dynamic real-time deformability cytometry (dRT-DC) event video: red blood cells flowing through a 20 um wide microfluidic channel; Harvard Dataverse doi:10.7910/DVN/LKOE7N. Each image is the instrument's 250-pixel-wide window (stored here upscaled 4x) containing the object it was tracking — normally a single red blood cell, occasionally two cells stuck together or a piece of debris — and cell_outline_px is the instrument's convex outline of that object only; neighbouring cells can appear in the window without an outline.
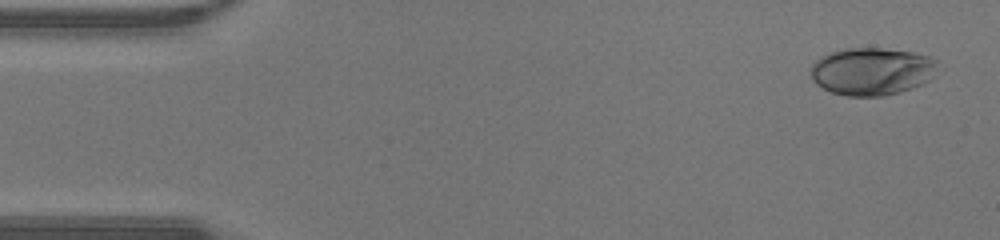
{"species": "human", "species_latin": "Homo sapiens", "temperature_condition": "warm", "stored_images_in_passage": 46, "camera_frame_rate_fps": 3000, "um_per_image_px": 0.085, "donor": {"sex": "male"}, "frame": {"image": 1, "passage_image": 2, "time_ms": 0.333, "image_size_px": [1000, 240], "cell_outline_px": [[936, 60], [928, 80], [912, 88], [900, 92], [884, 96], [848, 96], [832, 92], [816, 84], [812, 80], [812, 64], [820, 56], [828, 52], [848, 48], [880, 48], [912, 52], [928, 56]], "centroid_in_image_um": [74.04, 6.06], "position_along_channel_um": 11.0, "area_um2": 34.74}}
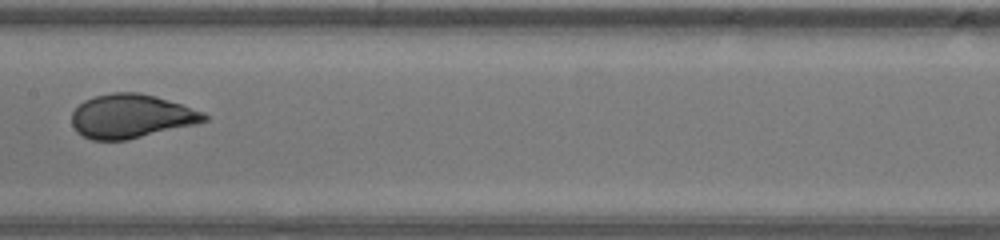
{"frame": {"image": 2, "passage_image": 23, "time_ms": 7.333, "image_size_px": [1000, 240], "cell_outline_px": [[208, 120], [196, 124], [128, 140], [92, 140], [76, 132], [72, 124], [72, 112], [84, 100], [96, 96], [112, 92], [140, 92], [156, 96], [204, 112], [208, 116]], "centroid_in_image_um": [11.15, 9.88], "position_along_channel_um": 196.3, "area_um2": 33.87}}
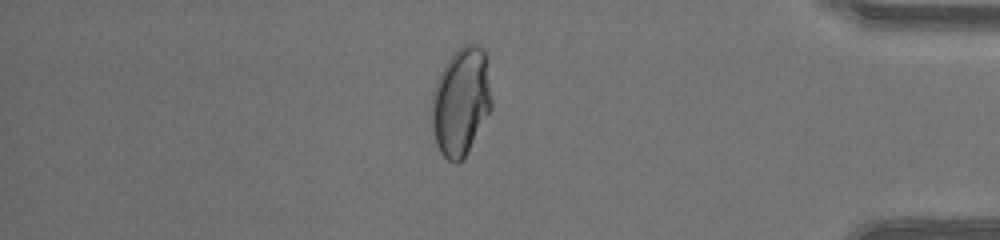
{"frame": {"image": 3, "passage_image": 39, "time_ms": 12.667, "image_size_px": [1000, 240], "cell_outline_px": [[492, 108], [464, 160], [456, 164], [448, 160], [440, 152], [436, 144], [432, 128], [432, 92], [440, 72], [444, 64], [464, 44], [476, 44], [484, 48], [492, 100]], "centroid_in_image_um": [39.18, 8.68], "position_along_channel_um": 396.0, "area_um2": 37.8}, "authors_computed_cell_mechanics": {"area_um2": 34.2754, "velocity_mm_per_s": 4.4344, "shape_relaxation_time_tau1_ms": 4.1733, "shape_relaxation_time_tau2_ms": null, "deformation_change_tau1": 0.2183, "deformation_change_tau2": null}}